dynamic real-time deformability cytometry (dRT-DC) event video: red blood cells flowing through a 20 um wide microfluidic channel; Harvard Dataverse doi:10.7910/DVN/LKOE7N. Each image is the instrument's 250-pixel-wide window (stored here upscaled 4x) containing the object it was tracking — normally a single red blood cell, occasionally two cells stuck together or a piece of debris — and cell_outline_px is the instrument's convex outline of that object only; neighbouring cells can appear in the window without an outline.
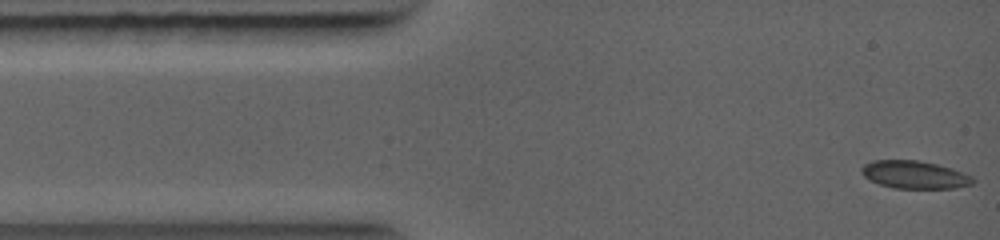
{"species": "common noctule bat (a hibernating species)", "species_latin": "Nyctalus noctula", "temperature_condition": "warm", "stored_images_in_passage": 22, "camera_frame_rate_fps": 5000, "um_per_image_px": 0.085, "animal": {"sex": "female", "body_mass_g": 19.0, "forearm_length_mm": 56.7}, "frame": {"image": 1, "passage_image": 1, "time_ms": 0.0, "image_size_px": [1000, 240], "cell_outline_px": [[976, 180], [972, 184], [956, 188], [892, 188], [868, 180], [860, 172], [860, 168], [864, 164], [872, 160], [920, 160], [952, 168], [972, 176]], "centroid_in_image_um": [77.72, 14.85], "position_along_channel_um": 7.3, "area_um2": 18.21}}
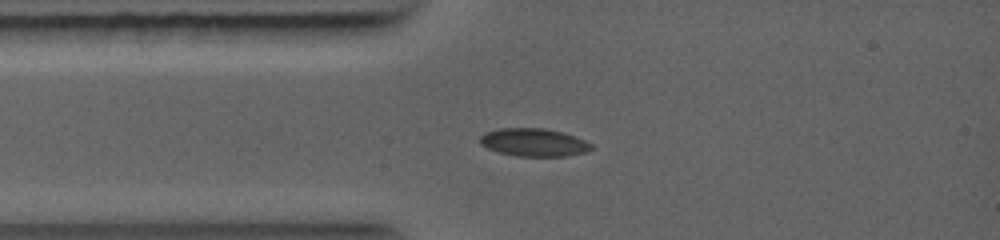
{"frame": {"image": 2, "passage_image": 13, "time_ms": 2.0, "image_size_px": [1000, 240], "cell_outline_px": [[592, 148], [588, 152], [568, 156], [516, 156], [500, 152], [488, 148], [480, 144], [480, 136], [484, 132], [496, 128], [544, 128], [564, 132], [584, 140], [592, 144]], "centroid_in_image_um": [45.38, 12.09], "position_along_channel_um": 39.6, "area_um2": 18.26}}
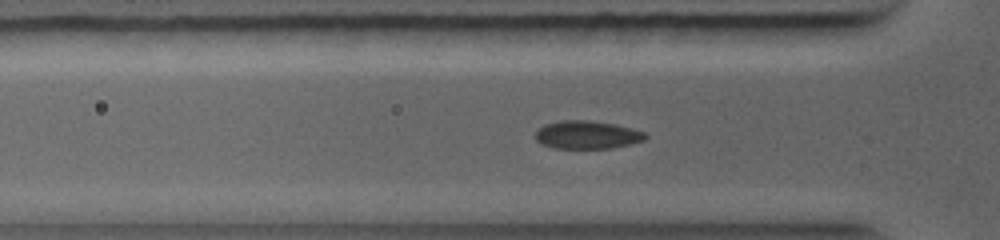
{"frame": {"image": 3, "passage_image": 19, "time_ms": 2.8, "image_size_px": [1000, 240], "cell_outline_px": [[648, 136], [644, 140], [612, 148], [552, 148], [540, 144], [536, 140], [536, 132], [544, 124], [560, 120], [588, 120], [616, 124], [632, 128], [644, 132]], "centroid_in_image_um": [49.88, 11.45], "position_along_channel_um": 75.9, "area_um2": 18.03}}